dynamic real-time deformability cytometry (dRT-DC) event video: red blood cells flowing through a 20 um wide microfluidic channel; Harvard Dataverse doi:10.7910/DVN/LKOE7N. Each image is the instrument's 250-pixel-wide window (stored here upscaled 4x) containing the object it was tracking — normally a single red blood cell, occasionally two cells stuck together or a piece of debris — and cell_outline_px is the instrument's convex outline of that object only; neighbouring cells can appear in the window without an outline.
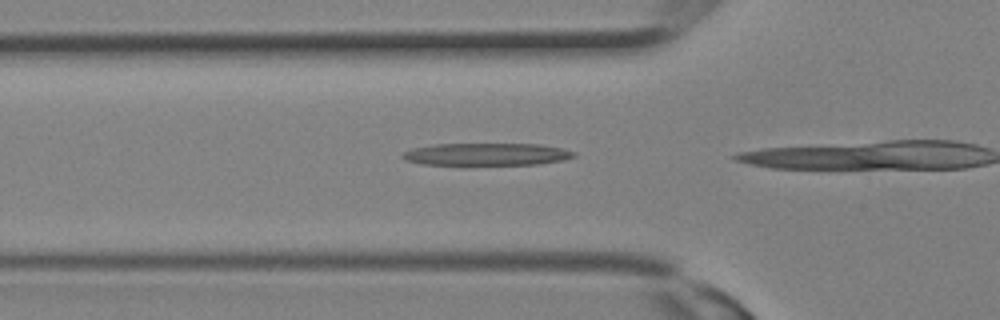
{"species": "Egyptian fruit bat (a non-hibernating species)", "species_latin": "Rousettus aegyptiacus", "temperature_condition": "room temperature", "stored_images_in_passage": 7, "camera_frame_rate_fps": 3000, "um_per_image_px": 0.085, "animal": {"sex": "female"}, "frame": {"image": 1, "passage_image": 5, "time_ms": 1.333, "image_size_px": [1000, 320], "cell_outline_px": [[576, 156], [564, 160], [536, 164], [424, 164], [408, 160], [400, 156], [400, 152], [412, 148], [436, 144], [540, 144], [560, 148], [576, 152]], "centroid_in_image_um": [41.36, 13.1], "position_along_channel_um": 84.4, "area_um2": 22.08}}